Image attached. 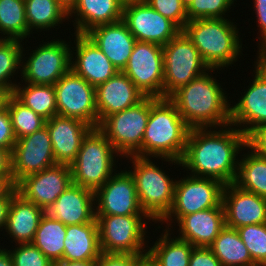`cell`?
<instances>
[{"label":"cell","instance_id":"13","mask_svg":"<svg viewBox=\"0 0 266 266\" xmlns=\"http://www.w3.org/2000/svg\"><path fill=\"white\" fill-rule=\"evenodd\" d=\"M163 46L136 41L122 72L145 95L163 98Z\"/></svg>","mask_w":266,"mask_h":266},{"label":"cell","instance_id":"55","mask_svg":"<svg viewBox=\"0 0 266 266\" xmlns=\"http://www.w3.org/2000/svg\"><path fill=\"white\" fill-rule=\"evenodd\" d=\"M183 2V4L188 7L189 4L193 1V0H181Z\"/></svg>","mask_w":266,"mask_h":266},{"label":"cell","instance_id":"42","mask_svg":"<svg viewBox=\"0 0 266 266\" xmlns=\"http://www.w3.org/2000/svg\"><path fill=\"white\" fill-rule=\"evenodd\" d=\"M147 261V255L102 252L96 260L95 266H144Z\"/></svg>","mask_w":266,"mask_h":266},{"label":"cell","instance_id":"11","mask_svg":"<svg viewBox=\"0 0 266 266\" xmlns=\"http://www.w3.org/2000/svg\"><path fill=\"white\" fill-rule=\"evenodd\" d=\"M175 184L174 201L171 210L159 222L165 229H173L183 216L218 207L222 203L224 184L212 178L186 174ZM174 223V224H172Z\"/></svg>","mask_w":266,"mask_h":266},{"label":"cell","instance_id":"38","mask_svg":"<svg viewBox=\"0 0 266 266\" xmlns=\"http://www.w3.org/2000/svg\"><path fill=\"white\" fill-rule=\"evenodd\" d=\"M257 266H266V223L236 229Z\"/></svg>","mask_w":266,"mask_h":266},{"label":"cell","instance_id":"12","mask_svg":"<svg viewBox=\"0 0 266 266\" xmlns=\"http://www.w3.org/2000/svg\"><path fill=\"white\" fill-rule=\"evenodd\" d=\"M57 115L81 120L98 128L95 87L72 69L55 84Z\"/></svg>","mask_w":266,"mask_h":266},{"label":"cell","instance_id":"35","mask_svg":"<svg viewBox=\"0 0 266 266\" xmlns=\"http://www.w3.org/2000/svg\"><path fill=\"white\" fill-rule=\"evenodd\" d=\"M0 34L3 39L26 40L25 0H0Z\"/></svg>","mask_w":266,"mask_h":266},{"label":"cell","instance_id":"57","mask_svg":"<svg viewBox=\"0 0 266 266\" xmlns=\"http://www.w3.org/2000/svg\"><path fill=\"white\" fill-rule=\"evenodd\" d=\"M144 266H153L149 261H147Z\"/></svg>","mask_w":266,"mask_h":266},{"label":"cell","instance_id":"26","mask_svg":"<svg viewBox=\"0 0 266 266\" xmlns=\"http://www.w3.org/2000/svg\"><path fill=\"white\" fill-rule=\"evenodd\" d=\"M43 209L27 201L15 191L12 194L8 218L4 228L11 243H32L43 216Z\"/></svg>","mask_w":266,"mask_h":266},{"label":"cell","instance_id":"44","mask_svg":"<svg viewBox=\"0 0 266 266\" xmlns=\"http://www.w3.org/2000/svg\"><path fill=\"white\" fill-rule=\"evenodd\" d=\"M246 146L258 156L266 158V123L255 127L246 135Z\"/></svg>","mask_w":266,"mask_h":266},{"label":"cell","instance_id":"46","mask_svg":"<svg viewBox=\"0 0 266 266\" xmlns=\"http://www.w3.org/2000/svg\"><path fill=\"white\" fill-rule=\"evenodd\" d=\"M253 7L254 12L256 15V22L258 25H256L259 35L257 36L260 41H257L258 45L257 47H266V0H253Z\"/></svg>","mask_w":266,"mask_h":266},{"label":"cell","instance_id":"4","mask_svg":"<svg viewBox=\"0 0 266 266\" xmlns=\"http://www.w3.org/2000/svg\"><path fill=\"white\" fill-rule=\"evenodd\" d=\"M233 21L228 18L197 19L188 21L182 30L210 69L221 71L236 66L243 55L240 28Z\"/></svg>","mask_w":266,"mask_h":266},{"label":"cell","instance_id":"31","mask_svg":"<svg viewBox=\"0 0 266 266\" xmlns=\"http://www.w3.org/2000/svg\"><path fill=\"white\" fill-rule=\"evenodd\" d=\"M242 151L234 184L242 190L266 199V158L258 156L247 146Z\"/></svg>","mask_w":266,"mask_h":266},{"label":"cell","instance_id":"25","mask_svg":"<svg viewBox=\"0 0 266 266\" xmlns=\"http://www.w3.org/2000/svg\"><path fill=\"white\" fill-rule=\"evenodd\" d=\"M86 35L119 71L125 68L136 39L123 20L96 26L88 31Z\"/></svg>","mask_w":266,"mask_h":266},{"label":"cell","instance_id":"8","mask_svg":"<svg viewBox=\"0 0 266 266\" xmlns=\"http://www.w3.org/2000/svg\"><path fill=\"white\" fill-rule=\"evenodd\" d=\"M48 40L40 41L34 50L22 48L21 82L54 85L71 69V39Z\"/></svg>","mask_w":266,"mask_h":266},{"label":"cell","instance_id":"22","mask_svg":"<svg viewBox=\"0 0 266 266\" xmlns=\"http://www.w3.org/2000/svg\"><path fill=\"white\" fill-rule=\"evenodd\" d=\"M95 96L98 126L108 116L136 105L145 97L122 71L98 85Z\"/></svg>","mask_w":266,"mask_h":266},{"label":"cell","instance_id":"10","mask_svg":"<svg viewBox=\"0 0 266 266\" xmlns=\"http://www.w3.org/2000/svg\"><path fill=\"white\" fill-rule=\"evenodd\" d=\"M163 67V98L210 69L183 31L163 46Z\"/></svg>","mask_w":266,"mask_h":266},{"label":"cell","instance_id":"9","mask_svg":"<svg viewBox=\"0 0 266 266\" xmlns=\"http://www.w3.org/2000/svg\"><path fill=\"white\" fill-rule=\"evenodd\" d=\"M157 99V97L145 96L136 105L108 116L99 124L98 129L123 159L137 155L142 150L150 106Z\"/></svg>","mask_w":266,"mask_h":266},{"label":"cell","instance_id":"16","mask_svg":"<svg viewBox=\"0 0 266 266\" xmlns=\"http://www.w3.org/2000/svg\"><path fill=\"white\" fill-rule=\"evenodd\" d=\"M122 20L136 41L164 46L181 30L169 19L151 8L144 0L125 4Z\"/></svg>","mask_w":266,"mask_h":266},{"label":"cell","instance_id":"47","mask_svg":"<svg viewBox=\"0 0 266 266\" xmlns=\"http://www.w3.org/2000/svg\"><path fill=\"white\" fill-rule=\"evenodd\" d=\"M16 191V184L12 180L11 175H0V199L4 197H12Z\"/></svg>","mask_w":266,"mask_h":266},{"label":"cell","instance_id":"17","mask_svg":"<svg viewBox=\"0 0 266 266\" xmlns=\"http://www.w3.org/2000/svg\"><path fill=\"white\" fill-rule=\"evenodd\" d=\"M72 184L71 169L56 164L40 172L25 176L16 183V191L27 201L44 209Z\"/></svg>","mask_w":266,"mask_h":266},{"label":"cell","instance_id":"54","mask_svg":"<svg viewBox=\"0 0 266 266\" xmlns=\"http://www.w3.org/2000/svg\"><path fill=\"white\" fill-rule=\"evenodd\" d=\"M10 95V92L0 89V111L6 107V102Z\"/></svg>","mask_w":266,"mask_h":266},{"label":"cell","instance_id":"14","mask_svg":"<svg viewBox=\"0 0 266 266\" xmlns=\"http://www.w3.org/2000/svg\"><path fill=\"white\" fill-rule=\"evenodd\" d=\"M51 138L45 125L16 140L11 153V177L16 184L27 175L56 165Z\"/></svg>","mask_w":266,"mask_h":266},{"label":"cell","instance_id":"39","mask_svg":"<svg viewBox=\"0 0 266 266\" xmlns=\"http://www.w3.org/2000/svg\"><path fill=\"white\" fill-rule=\"evenodd\" d=\"M237 0H193L187 7L188 21L206 18H226ZM227 13V14H226ZM227 15V16H226Z\"/></svg>","mask_w":266,"mask_h":266},{"label":"cell","instance_id":"15","mask_svg":"<svg viewBox=\"0 0 266 266\" xmlns=\"http://www.w3.org/2000/svg\"><path fill=\"white\" fill-rule=\"evenodd\" d=\"M126 168L117 170L95 191V215H147L140 207L134 180Z\"/></svg>","mask_w":266,"mask_h":266},{"label":"cell","instance_id":"53","mask_svg":"<svg viewBox=\"0 0 266 266\" xmlns=\"http://www.w3.org/2000/svg\"><path fill=\"white\" fill-rule=\"evenodd\" d=\"M56 1L68 14L73 10L75 5L77 4V0H56Z\"/></svg>","mask_w":266,"mask_h":266},{"label":"cell","instance_id":"37","mask_svg":"<svg viewBox=\"0 0 266 266\" xmlns=\"http://www.w3.org/2000/svg\"><path fill=\"white\" fill-rule=\"evenodd\" d=\"M6 107L17 139L33 134L45 126L44 118L24 106L12 94L7 99Z\"/></svg>","mask_w":266,"mask_h":266},{"label":"cell","instance_id":"2","mask_svg":"<svg viewBox=\"0 0 266 266\" xmlns=\"http://www.w3.org/2000/svg\"><path fill=\"white\" fill-rule=\"evenodd\" d=\"M215 71L218 69H209L169 97L190 128L230 124V96L228 98L222 83L213 75Z\"/></svg>","mask_w":266,"mask_h":266},{"label":"cell","instance_id":"5","mask_svg":"<svg viewBox=\"0 0 266 266\" xmlns=\"http://www.w3.org/2000/svg\"><path fill=\"white\" fill-rule=\"evenodd\" d=\"M124 158L132 163L127 170L134 180L140 207L155 224L160 222L172 208L177 179L166 174L151 157Z\"/></svg>","mask_w":266,"mask_h":266},{"label":"cell","instance_id":"45","mask_svg":"<svg viewBox=\"0 0 266 266\" xmlns=\"http://www.w3.org/2000/svg\"><path fill=\"white\" fill-rule=\"evenodd\" d=\"M189 266H222L209 247H194Z\"/></svg>","mask_w":266,"mask_h":266},{"label":"cell","instance_id":"49","mask_svg":"<svg viewBox=\"0 0 266 266\" xmlns=\"http://www.w3.org/2000/svg\"><path fill=\"white\" fill-rule=\"evenodd\" d=\"M0 175H11V153L0 148Z\"/></svg>","mask_w":266,"mask_h":266},{"label":"cell","instance_id":"19","mask_svg":"<svg viewBox=\"0 0 266 266\" xmlns=\"http://www.w3.org/2000/svg\"><path fill=\"white\" fill-rule=\"evenodd\" d=\"M253 73L252 82L246 91L244 89L243 95L241 93L237 103L230 101V124L245 135L266 123V79L255 68Z\"/></svg>","mask_w":266,"mask_h":266},{"label":"cell","instance_id":"50","mask_svg":"<svg viewBox=\"0 0 266 266\" xmlns=\"http://www.w3.org/2000/svg\"><path fill=\"white\" fill-rule=\"evenodd\" d=\"M12 197H4L0 199V232L4 231L7 218H8V210L10 207Z\"/></svg>","mask_w":266,"mask_h":266},{"label":"cell","instance_id":"7","mask_svg":"<svg viewBox=\"0 0 266 266\" xmlns=\"http://www.w3.org/2000/svg\"><path fill=\"white\" fill-rule=\"evenodd\" d=\"M95 217L102 252L147 255L149 244L147 238H150L148 236L150 232L146 225L150 221L154 222L148 215H95Z\"/></svg>","mask_w":266,"mask_h":266},{"label":"cell","instance_id":"21","mask_svg":"<svg viewBox=\"0 0 266 266\" xmlns=\"http://www.w3.org/2000/svg\"><path fill=\"white\" fill-rule=\"evenodd\" d=\"M43 214L66 226L92 222L96 218L95 192L72 183L54 203L43 209Z\"/></svg>","mask_w":266,"mask_h":266},{"label":"cell","instance_id":"36","mask_svg":"<svg viewBox=\"0 0 266 266\" xmlns=\"http://www.w3.org/2000/svg\"><path fill=\"white\" fill-rule=\"evenodd\" d=\"M23 46L24 42L22 40L3 39L0 42V89L11 94L17 85L14 78L15 74L20 73L21 77Z\"/></svg>","mask_w":266,"mask_h":266},{"label":"cell","instance_id":"33","mask_svg":"<svg viewBox=\"0 0 266 266\" xmlns=\"http://www.w3.org/2000/svg\"><path fill=\"white\" fill-rule=\"evenodd\" d=\"M17 83L12 95L19 102L31 108L46 121L57 115L54 85Z\"/></svg>","mask_w":266,"mask_h":266},{"label":"cell","instance_id":"51","mask_svg":"<svg viewBox=\"0 0 266 266\" xmlns=\"http://www.w3.org/2000/svg\"><path fill=\"white\" fill-rule=\"evenodd\" d=\"M96 260H87V261H67L60 260L54 262L53 266H95Z\"/></svg>","mask_w":266,"mask_h":266},{"label":"cell","instance_id":"41","mask_svg":"<svg viewBox=\"0 0 266 266\" xmlns=\"http://www.w3.org/2000/svg\"><path fill=\"white\" fill-rule=\"evenodd\" d=\"M151 8L172 21L181 31L187 18V7L181 0H144Z\"/></svg>","mask_w":266,"mask_h":266},{"label":"cell","instance_id":"34","mask_svg":"<svg viewBox=\"0 0 266 266\" xmlns=\"http://www.w3.org/2000/svg\"><path fill=\"white\" fill-rule=\"evenodd\" d=\"M65 235L66 225L43 215L32 244L54 263L63 258Z\"/></svg>","mask_w":266,"mask_h":266},{"label":"cell","instance_id":"48","mask_svg":"<svg viewBox=\"0 0 266 266\" xmlns=\"http://www.w3.org/2000/svg\"><path fill=\"white\" fill-rule=\"evenodd\" d=\"M254 68L266 79V47L258 48Z\"/></svg>","mask_w":266,"mask_h":266},{"label":"cell","instance_id":"43","mask_svg":"<svg viewBox=\"0 0 266 266\" xmlns=\"http://www.w3.org/2000/svg\"><path fill=\"white\" fill-rule=\"evenodd\" d=\"M16 140L11 116L7 107H5L0 111V148L12 153Z\"/></svg>","mask_w":266,"mask_h":266},{"label":"cell","instance_id":"32","mask_svg":"<svg viewBox=\"0 0 266 266\" xmlns=\"http://www.w3.org/2000/svg\"><path fill=\"white\" fill-rule=\"evenodd\" d=\"M209 248L222 266H257L236 229L225 226Z\"/></svg>","mask_w":266,"mask_h":266},{"label":"cell","instance_id":"30","mask_svg":"<svg viewBox=\"0 0 266 266\" xmlns=\"http://www.w3.org/2000/svg\"><path fill=\"white\" fill-rule=\"evenodd\" d=\"M26 22L28 25V39L33 31H52L69 20L68 13L56 0H25ZM58 26V28H57Z\"/></svg>","mask_w":266,"mask_h":266},{"label":"cell","instance_id":"29","mask_svg":"<svg viewBox=\"0 0 266 266\" xmlns=\"http://www.w3.org/2000/svg\"><path fill=\"white\" fill-rule=\"evenodd\" d=\"M174 230L175 227L162 229L157 240L148 246L147 258L153 266H189L194 246L172 234Z\"/></svg>","mask_w":266,"mask_h":266},{"label":"cell","instance_id":"23","mask_svg":"<svg viewBox=\"0 0 266 266\" xmlns=\"http://www.w3.org/2000/svg\"><path fill=\"white\" fill-rule=\"evenodd\" d=\"M45 125L56 163L70 166L77 157L83 138L92 127L81 120L60 115L53 116Z\"/></svg>","mask_w":266,"mask_h":266},{"label":"cell","instance_id":"20","mask_svg":"<svg viewBox=\"0 0 266 266\" xmlns=\"http://www.w3.org/2000/svg\"><path fill=\"white\" fill-rule=\"evenodd\" d=\"M225 226L233 229L266 223V199L240 189L234 183L222 192Z\"/></svg>","mask_w":266,"mask_h":266},{"label":"cell","instance_id":"40","mask_svg":"<svg viewBox=\"0 0 266 266\" xmlns=\"http://www.w3.org/2000/svg\"><path fill=\"white\" fill-rule=\"evenodd\" d=\"M15 246L12 245V250L9 249L14 266H53L54 264L32 243H20Z\"/></svg>","mask_w":266,"mask_h":266},{"label":"cell","instance_id":"1","mask_svg":"<svg viewBox=\"0 0 266 266\" xmlns=\"http://www.w3.org/2000/svg\"><path fill=\"white\" fill-rule=\"evenodd\" d=\"M245 146L246 135L231 124L216 128H190L180 160L181 168L190 175L212 178L224 185L234 183L238 154H242Z\"/></svg>","mask_w":266,"mask_h":266},{"label":"cell","instance_id":"28","mask_svg":"<svg viewBox=\"0 0 266 266\" xmlns=\"http://www.w3.org/2000/svg\"><path fill=\"white\" fill-rule=\"evenodd\" d=\"M101 253L96 218L89 223L66 226L62 260H97Z\"/></svg>","mask_w":266,"mask_h":266},{"label":"cell","instance_id":"18","mask_svg":"<svg viewBox=\"0 0 266 266\" xmlns=\"http://www.w3.org/2000/svg\"><path fill=\"white\" fill-rule=\"evenodd\" d=\"M73 34L71 69L76 74L96 88L119 71L86 34Z\"/></svg>","mask_w":266,"mask_h":266},{"label":"cell","instance_id":"27","mask_svg":"<svg viewBox=\"0 0 266 266\" xmlns=\"http://www.w3.org/2000/svg\"><path fill=\"white\" fill-rule=\"evenodd\" d=\"M123 7L119 0H77L68 17L74 18V33L86 34L96 26L122 20Z\"/></svg>","mask_w":266,"mask_h":266},{"label":"cell","instance_id":"52","mask_svg":"<svg viewBox=\"0 0 266 266\" xmlns=\"http://www.w3.org/2000/svg\"><path fill=\"white\" fill-rule=\"evenodd\" d=\"M0 266H14L9 250L2 246H0Z\"/></svg>","mask_w":266,"mask_h":266},{"label":"cell","instance_id":"6","mask_svg":"<svg viewBox=\"0 0 266 266\" xmlns=\"http://www.w3.org/2000/svg\"><path fill=\"white\" fill-rule=\"evenodd\" d=\"M122 156L107 137L92 128L83 138L75 161L70 165L72 183L96 191L117 171Z\"/></svg>","mask_w":266,"mask_h":266},{"label":"cell","instance_id":"3","mask_svg":"<svg viewBox=\"0 0 266 266\" xmlns=\"http://www.w3.org/2000/svg\"><path fill=\"white\" fill-rule=\"evenodd\" d=\"M190 127L169 98H158L150 114L138 157H153L180 167ZM162 158V159H161ZM170 163V164H169Z\"/></svg>","mask_w":266,"mask_h":266},{"label":"cell","instance_id":"56","mask_svg":"<svg viewBox=\"0 0 266 266\" xmlns=\"http://www.w3.org/2000/svg\"><path fill=\"white\" fill-rule=\"evenodd\" d=\"M119 1L125 5V4H128L130 2L137 1V0H119Z\"/></svg>","mask_w":266,"mask_h":266},{"label":"cell","instance_id":"24","mask_svg":"<svg viewBox=\"0 0 266 266\" xmlns=\"http://www.w3.org/2000/svg\"><path fill=\"white\" fill-rule=\"evenodd\" d=\"M176 225L179 226L176 237L194 247H209L225 227L223 205L185 215Z\"/></svg>","mask_w":266,"mask_h":266}]
</instances>
